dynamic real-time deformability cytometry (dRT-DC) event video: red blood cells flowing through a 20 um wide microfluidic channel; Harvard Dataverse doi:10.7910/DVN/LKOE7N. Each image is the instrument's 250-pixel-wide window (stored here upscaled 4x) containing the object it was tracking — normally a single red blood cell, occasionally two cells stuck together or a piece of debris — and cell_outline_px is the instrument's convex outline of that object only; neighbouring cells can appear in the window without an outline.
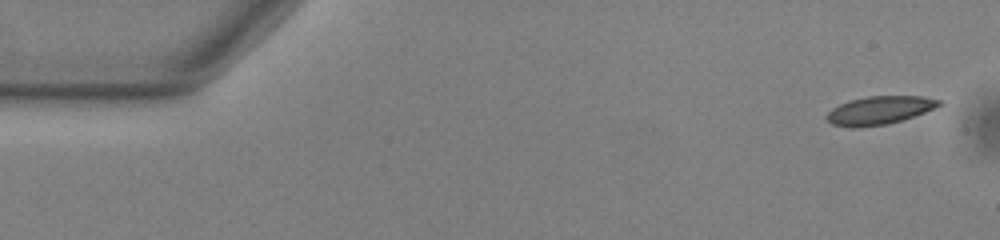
{"species": "common noctule bat (a hibernating species)", "species_latin": "Nyctalus noctula", "temperature_condition": "warm", "stored_images_in_passage": 53, "camera_frame_rate_fps": 3000, "um_per_image_px": 0.085, "animal": {"sex": "male", "body_mass_g": 13.0, "forearm_length_mm": 53.1}, "frame": {"image": 1, "passage_image": 1, "time_ms": 0.0, "image_size_px": [1000, 240], "cell_outline_px": [[944, 104], [936, 108], [888, 124], [856, 128], [852, 128], [832, 124], [824, 116], [832, 108], [848, 100], [868, 96], [924, 96], [944, 100]], "centroid_in_image_um": [74.77, 9.36], "position_along_channel_um": 10.2, "area_um2": 18.67}}
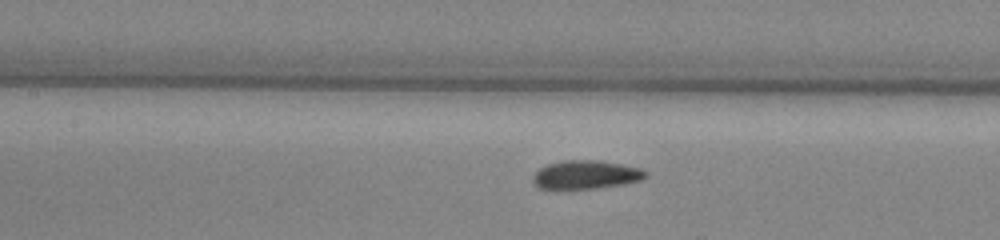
{"frame": {"image": 2, "passage_image": 23, "time_ms": 7.333, "image_size_px": [1000, 240], "cell_outline_px": [[648, 176], [640, 180], [624, 184], [596, 188], [540, 188], [532, 180], [532, 176], [540, 168], [548, 164], [564, 160], [596, 160], [620, 164], [640, 168], [648, 172]], "centroid_in_image_um": [49.83, 14.84], "position_along_channel_um": 157.6, "area_um2": 18.5}}
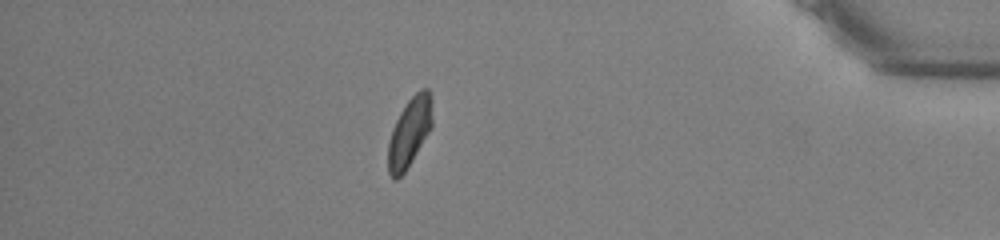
{"frame": {"image": 3, "passage_image": 46, "time_ms": 15.0, "image_size_px": [1000, 240], "cell_outline_px": [[432, 128], [412, 160], [404, 172], [396, 180], [392, 180], [388, 172], [388, 140], [392, 128], [400, 112], [408, 100], [420, 88], [428, 88], [432, 96]], "centroid_in_image_um": [34.81, 11.22], "position_along_channel_um": 400.4, "area_um2": 18.03}, "authors_computed_cell_mechanics": {"area_um2": 18.3226, "velocity_mm_per_s": 3.7492, "shape_relaxation_time_tau1_ms": 5.6606, "shape_relaxation_time_tau2_ms": 1.6494, "deformation_change_tau1": 0.1477, "deformation_change_tau2": 0.0739}}